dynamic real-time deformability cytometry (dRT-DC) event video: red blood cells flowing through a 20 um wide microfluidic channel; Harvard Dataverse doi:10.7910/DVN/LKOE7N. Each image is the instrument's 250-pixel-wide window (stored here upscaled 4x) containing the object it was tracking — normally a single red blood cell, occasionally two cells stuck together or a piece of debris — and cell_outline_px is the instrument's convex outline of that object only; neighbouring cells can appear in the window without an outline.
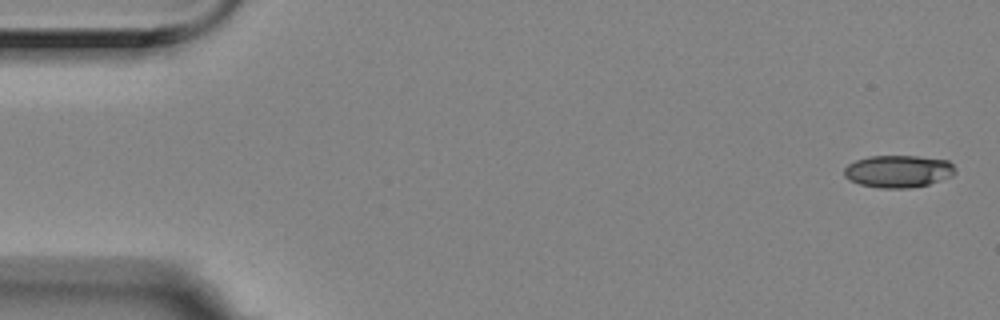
{"species": "Egyptian fruit bat (a non-hibernating species)", "species_latin": "Rousettus aegyptiacus", "temperature_condition": "room temperature", "stored_images_in_passage": 6, "camera_frame_rate_fps": 3000, "um_per_image_px": 0.085, "animal": {"sex": "female"}, "frame": {"image": 1, "passage_image": 1, "time_ms": 0.0, "image_size_px": [1000, 320], "cell_outline_px": [[956, 172], [952, 176], [928, 184], [908, 188], [880, 188], [860, 184], [848, 180], [844, 176], [844, 168], [848, 164], [856, 160], [868, 156], [916, 156], [948, 160], [956, 168]], "centroid_in_image_um": [76.34, 14.56], "position_along_channel_um": 8.7, "area_um2": 20.98}}